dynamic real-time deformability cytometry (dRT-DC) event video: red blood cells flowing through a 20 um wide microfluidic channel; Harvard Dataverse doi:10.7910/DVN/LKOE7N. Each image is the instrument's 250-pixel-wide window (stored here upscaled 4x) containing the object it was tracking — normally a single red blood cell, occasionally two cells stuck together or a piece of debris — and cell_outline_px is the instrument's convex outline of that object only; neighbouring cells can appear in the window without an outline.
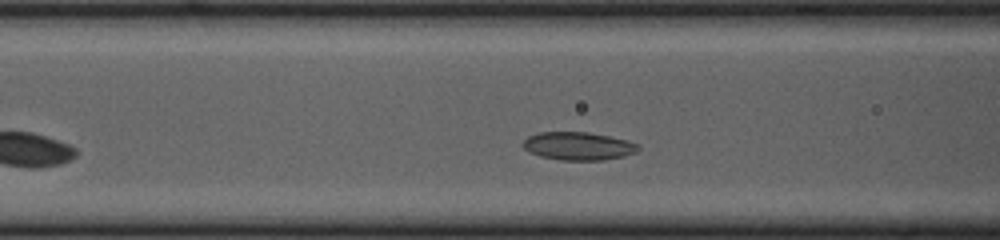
{"species": "common noctule bat (a hibernating species)", "species_latin": "Nyctalus noctula", "temperature_condition": "cold", "stored_images_in_passage": 16, "camera_frame_rate_fps": 3000, "um_per_image_px": 0.085, "animal": {"sex": "female", "body_mass_g": 23.0, "forearm_length_mm": 53.4}, "frame": {"image": 1, "passage_image": 10, "time_ms": 3.0, "image_size_px": [1000, 240], "cell_outline_px": [[640, 148], [636, 152], [624, 156], [604, 160], [560, 160], [540, 156], [528, 152], [524, 148], [524, 140], [528, 136], [540, 132], [588, 132], [628, 140], [640, 144]], "centroid_in_image_um": [49.18, 12.42], "position_along_channel_um": 117.4, "area_um2": 18.9}}
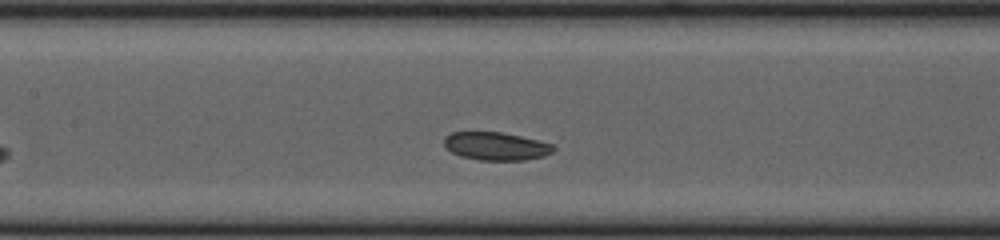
{"frame": {"image": 2, "passage_image": 14, "time_ms": 4.333, "image_size_px": [1000, 240], "cell_outline_px": [[556, 148], [552, 152], [544, 156], [524, 160], [480, 160], [460, 156], [452, 152], [444, 144], [444, 136], [452, 132], [500, 132], [520, 136], [552, 144]], "centroid_in_image_um": [42.15, 12.42], "position_along_channel_um": 165.2, "area_um2": 17.74}}